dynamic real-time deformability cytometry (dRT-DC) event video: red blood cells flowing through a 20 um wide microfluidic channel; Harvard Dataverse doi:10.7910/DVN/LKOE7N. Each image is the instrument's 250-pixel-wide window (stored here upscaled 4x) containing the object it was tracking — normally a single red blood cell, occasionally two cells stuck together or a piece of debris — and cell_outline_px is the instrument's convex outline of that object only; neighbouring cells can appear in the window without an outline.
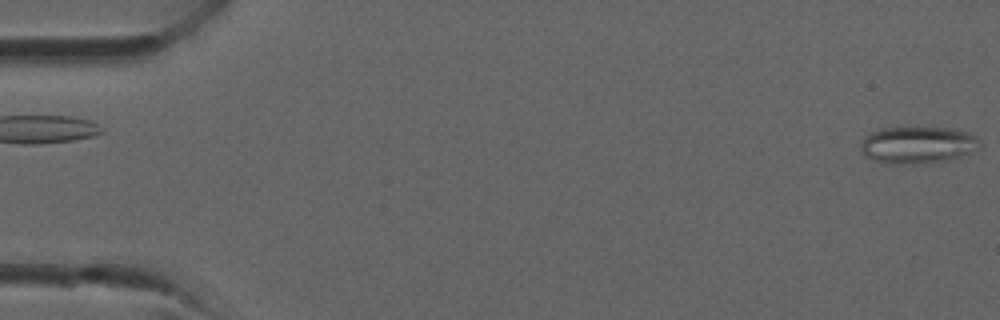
{"species": "common noctule bat (a hibernating species)", "species_latin": "Nyctalus noctula", "temperature_condition": "room temperature", "stored_images_in_passage": 36, "camera_frame_rate_fps": 3000, "um_per_image_px": 0.085, "animal": {"sex": "male", "forearm_length_mm": 52.5}, "frame": {"image": 1, "passage_image": 1, "time_ms": 0.0, "image_size_px": [1000, 320], "cell_outline_px": [[984, 144], [980, 148], [960, 156], [948, 160], [912, 164], [884, 164], [864, 156], [860, 152], [860, 144], [864, 136], [880, 128], [948, 128], [968, 132], [976, 136]], "centroid_in_image_um": [77.98, 12.33], "position_along_channel_um": 7.0, "area_um2": 25.95}}
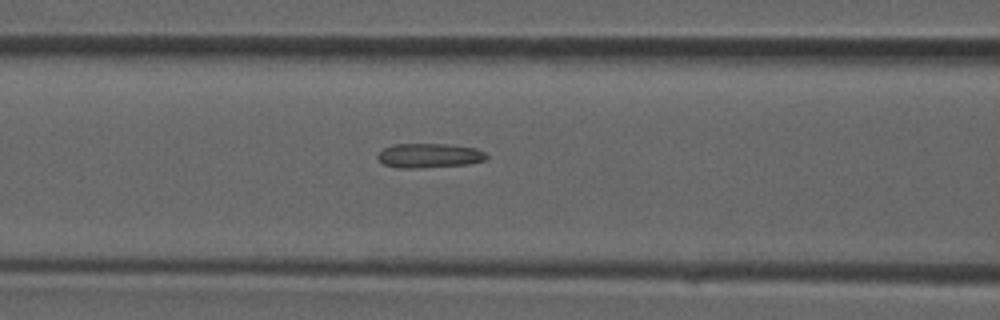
{"frame": {"image": 2, "passage_image": 15, "time_ms": 4.667, "image_size_px": [1000, 320], "cell_outline_px": [[488, 156], [484, 160], [468, 164], [420, 168], [400, 168], [384, 164], [376, 156], [384, 148], [392, 144], [448, 144], [476, 148], [484, 152]], "centroid_in_image_um": [36.48, 13.22], "position_along_channel_um": 130.1, "area_um2": 15.43}}
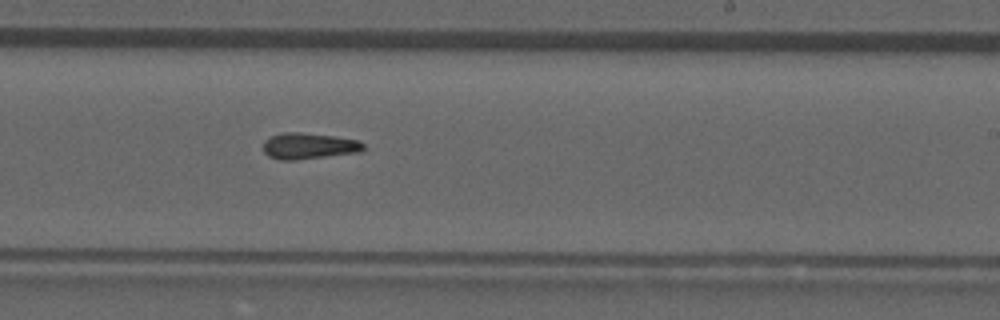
{"frame": {"image": 3, "passage_image": 22, "time_ms": 7.0, "image_size_px": [1000, 320], "cell_outline_px": [[364, 148], [360, 152], [296, 160], [280, 160], [268, 156], [264, 152], [264, 140], [272, 136], [284, 132], [300, 132], [332, 136], [356, 140], [364, 144]], "centroid_in_image_um": [26.22, 12.41], "position_along_channel_um": 262.8, "area_um2": 15.14}}